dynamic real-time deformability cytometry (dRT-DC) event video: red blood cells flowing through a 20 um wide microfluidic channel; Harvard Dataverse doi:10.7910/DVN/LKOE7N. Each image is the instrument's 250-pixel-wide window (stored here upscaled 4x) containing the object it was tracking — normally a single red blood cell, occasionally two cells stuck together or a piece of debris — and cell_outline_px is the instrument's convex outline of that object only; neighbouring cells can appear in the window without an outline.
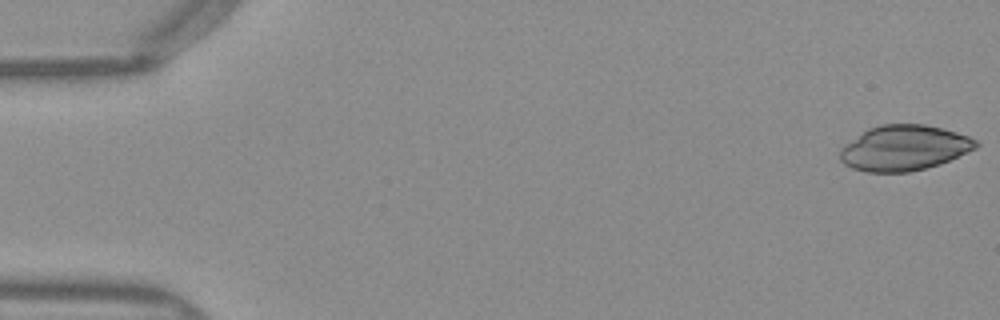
{"species": "Egyptian fruit bat (a non-hibernating species)", "species_latin": "Rousettus aegyptiacus", "temperature_condition": "warm", "stored_images_in_passage": 50, "camera_frame_rate_fps": 3000, "um_per_image_px": 0.085, "frame": {"image": 1, "passage_image": 1, "time_ms": 0.0, "image_size_px": [1000, 320], "cell_outline_px": [[980, 144], [976, 148], [968, 152], [948, 160], [924, 168], [908, 172], [864, 172], [852, 168], [844, 164], [840, 160], [840, 148], [844, 144], [868, 128], [880, 124], [924, 124], [956, 132], [968, 136], [976, 140]], "centroid_in_image_um": [76.81, 12.57], "position_along_channel_um": 8.2, "area_um2": 35.78}}